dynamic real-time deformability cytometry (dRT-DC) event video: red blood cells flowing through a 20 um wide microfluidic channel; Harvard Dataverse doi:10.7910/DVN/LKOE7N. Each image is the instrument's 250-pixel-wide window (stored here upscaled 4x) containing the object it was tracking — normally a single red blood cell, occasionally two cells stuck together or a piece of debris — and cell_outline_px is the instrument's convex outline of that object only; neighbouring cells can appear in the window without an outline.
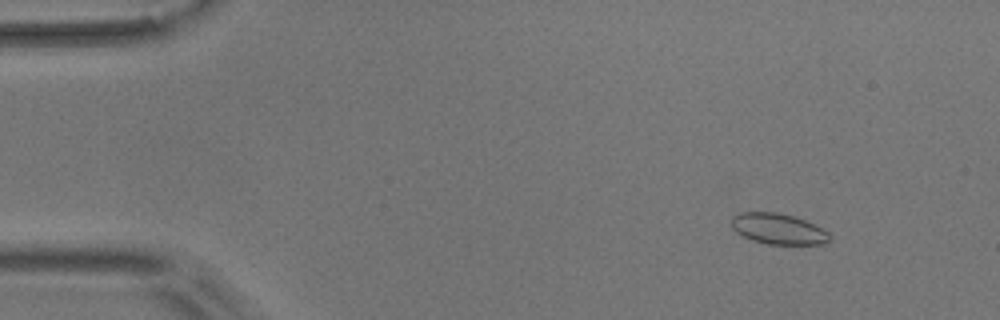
{"species": "common noctule bat (a hibernating species)", "species_latin": "Nyctalus noctula", "temperature_condition": "room temperature", "stored_images_in_passage": 6, "camera_frame_rate_fps": 3000, "um_per_image_px": 0.085, "animal": {"sex": "male", "body_mass_g": 17.9}, "frame": {"image": 1, "passage_image": 3, "time_ms": 2.0, "image_size_px": [1000, 320], "cell_outline_px": [[832, 240], [824, 244], [768, 244], [752, 240], [736, 232], [732, 228], [732, 216], [740, 212], [776, 212], [792, 216], [804, 220], [828, 232], [832, 236]], "centroid_in_image_um": [66.15, 19.46], "position_along_channel_um": 18.8, "area_um2": 17.51}}